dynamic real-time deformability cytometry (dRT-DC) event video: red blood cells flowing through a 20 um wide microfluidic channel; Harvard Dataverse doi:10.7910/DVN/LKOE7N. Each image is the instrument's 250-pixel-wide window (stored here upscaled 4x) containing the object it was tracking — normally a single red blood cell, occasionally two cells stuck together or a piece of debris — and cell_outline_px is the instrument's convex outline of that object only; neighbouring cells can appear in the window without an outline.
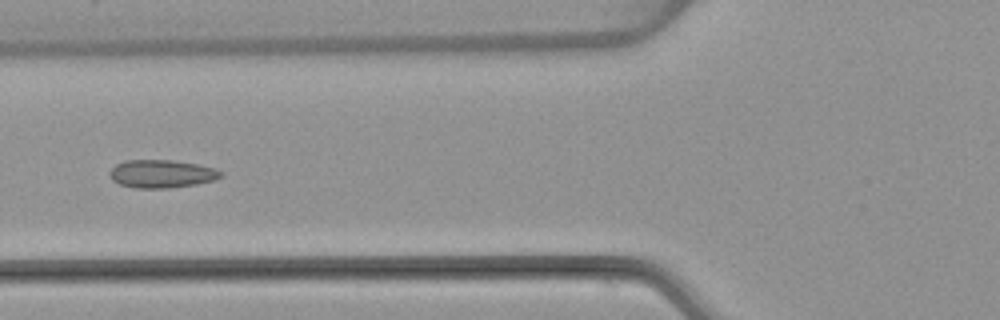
{"species": "common noctule bat (a hibernating species)", "species_latin": "Nyctalus noctula", "temperature_condition": "warm", "stored_images_in_passage": 7, "camera_frame_rate_fps": 3000, "um_per_image_px": 0.085, "animal": {"sex": "female", "body_mass_g": 22.7, "forearm_length_mm": 54.2}, "frame": {"image": 1, "passage_image": 5, "time_ms": 5.0, "image_size_px": [1000, 320], "cell_outline_px": [[224, 176], [216, 180], [196, 184], [168, 188], [136, 188], [120, 184], [112, 180], [108, 172], [116, 164], [124, 160], [172, 160], [196, 164], [216, 168], [224, 172]], "centroid_in_image_um": [13.77, 14.77], "position_along_channel_um": 112.0, "area_um2": 18.32}}
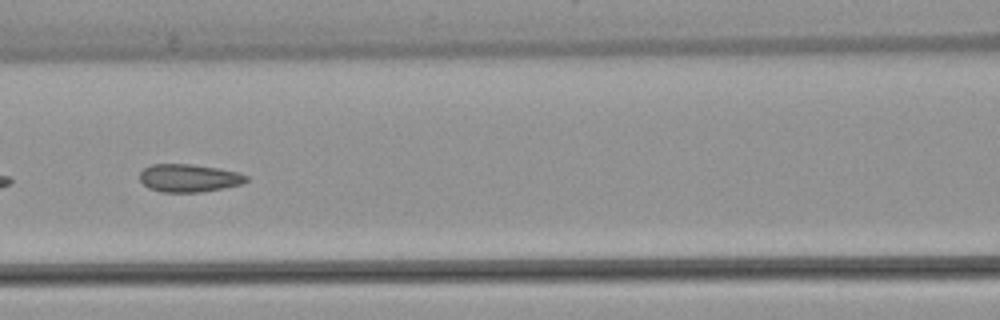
{"frame": {"image": 2, "passage_image": 6, "time_ms": 6.0, "image_size_px": [1000, 320], "cell_outline_px": [[248, 180], [240, 184], [224, 188], [200, 192], [160, 192], [148, 188], [140, 180], [140, 172], [144, 168], [152, 164], [192, 164], [216, 168], [236, 172], [248, 176]], "centroid_in_image_um": [16.03, 15.14], "position_along_channel_um": 150.6, "area_um2": 17.22}}
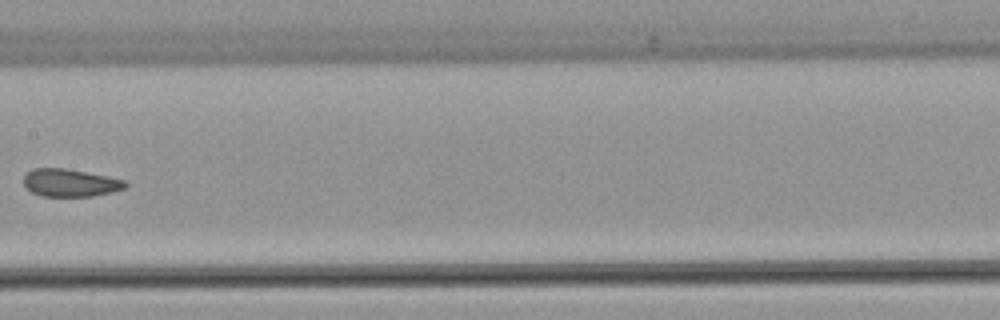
{"frame": {"image": 3, "passage_image": 7, "time_ms": 7.333, "image_size_px": [1000, 320], "cell_outline_px": [[128, 184], [124, 188], [112, 192], [92, 196], [40, 196], [32, 192], [24, 184], [24, 176], [32, 168], [64, 168], [108, 176], [128, 180]], "centroid_in_image_um": [5.99, 15.53], "position_along_channel_um": 201.4, "area_um2": 16.42}}